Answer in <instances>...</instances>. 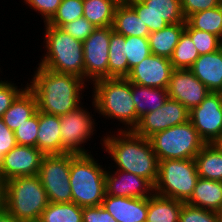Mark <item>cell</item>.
I'll use <instances>...</instances> for the list:
<instances>
[{
	"instance_id": "obj_47",
	"label": "cell",
	"mask_w": 222,
	"mask_h": 222,
	"mask_svg": "<svg viewBox=\"0 0 222 222\" xmlns=\"http://www.w3.org/2000/svg\"><path fill=\"white\" fill-rule=\"evenodd\" d=\"M0 222H23L18 220L16 217H13L6 210L0 211Z\"/></svg>"
},
{
	"instance_id": "obj_39",
	"label": "cell",
	"mask_w": 222,
	"mask_h": 222,
	"mask_svg": "<svg viewBox=\"0 0 222 222\" xmlns=\"http://www.w3.org/2000/svg\"><path fill=\"white\" fill-rule=\"evenodd\" d=\"M179 222H218L217 212L183 203Z\"/></svg>"
},
{
	"instance_id": "obj_18",
	"label": "cell",
	"mask_w": 222,
	"mask_h": 222,
	"mask_svg": "<svg viewBox=\"0 0 222 222\" xmlns=\"http://www.w3.org/2000/svg\"><path fill=\"white\" fill-rule=\"evenodd\" d=\"M101 206L118 222H146L148 198L105 195Z\"/></svg>"
},
{
	"instance_id": "obj_3",
	"label": "cell",
	"mask_w": 222,
	"mask_h": 222,
	"mask_svg": "<svg viewBox=\"0 0 222 222\" xmlns=\"http://www.w3.org/2000/svg\"><path fill=\"white\" fill-rule=\"evenodd\" d=\"M91 84L94 110L106 119H117L125 125L119 131H133L140 118L136 115L131 82L127 78H103Z\"/></svg>"
},
{
	"instance_id": "obj_15",
	"label": "cell",
	"mask_w": 222,
	"mask_h": 222,
	"mask_svg": "<svg viewBox=\"0 0 222 222\" xmlns=\"http://www.w3.org/2000/svg\"><path fill=\"white\" fill-rule=\"evenodd\" d=\"M168 95L189 111L200 105L210 93L189 69H174L168 85Z\"/></svg>"
},
{
	"instance_id": "obj_5",
	"label": "cell",
	"mask_w": 222,
	"mask_h": 222,
	"mask_svg": "<svg viewBox=\"0 0 222 222\" xmlns=\"http://www.w3.org/2000/svg\"><path fill=\"white\" fill-rule=\"evenodd\" d=\"M91 154L70 153L72 202L80 207L100 206L105 196V168Z\"/></svg>"
},
{
	"instance_id": "obj_41",
	"label": "cell",
	"mask_w": 222,
	"mask_h": 222,
	"mask_svg": "<svg viewBox=\"0 0 222 222\" xmlns=\"http://www.w3.org/2000/svg\"><path fill=\"white\" fill-rule=\"evenodd\" d=\"M25 88H18L14 83L8 80H0V118L9 109L12 102Z\"/></svg>"
},
{
	"instance_id": "obj_36",
	"label": "cell",
	"mask_w": 222,
	"mask_h": 222,
	"mask_svg": "<svg viewBox=\"0 0 222 222\" xmlns=\"http://www.w3.org/2000/svg\"><path fill=\"white\" fill-rule=\"evenodd\" d=\"M190 36L199 55L216 52L222 48V39L213 33L197 29H184Z\"/></svg>"
},
{
	"instance_id": "obj_10",
	"label": "cell",
	"mask_w": 222,
	"mask_h": 222,
	"mask_svg": "<svg viewBox=\"0 0 222 222\" xmlns=\"http://www.w3.org/2000/svg\"><path fill=\"white\" fill-rule=\"evenodd\" d=\"M83 108L84 106L81 105L76 110L60 116L63 154H89L87 152L89 150H85L83 143H87L94 135L96 123L91 112Z\"/></svg>"
},
{
	"instance_id": "obj_45",
	"label": "cell",
	"mask_w": 222,
	"mask_h": 222,
	"mask_svg": "<svg viewBox=\"0 0 222 222\" xmlns=\"http://www.w3.org/2000/svg\"><path fill=\"white\" fill-rule=\"evenodd\" d=\"M17 145L14 131L10 130L0 118V167L3 156Z\"/></svg>"
},
{
	"instance_id": "obj_19",
	"label": "cell",
	"mask_w": 222,
	"mask_h": 222,
	"mask_svg": "<svg viewBox=\"0 0 222 222\" xmlns=\"http://www.w3.org/2000/svg\"><path fill=\"white\" fill-rule=\"evenodd\" d=\"M189 70L210 92L222 93V48L200 55Z\"/></svg>"
},
{
	"instance_id": "obj_22",
	"label": "cell",
	"mask_w": 222,
	"mask_h": 222,
	"mask_svg": "<svg viewBox=\"0 0 222 222\" xmlns=\"http://www.w3.org/2000/svg\"><path fill=\"white\" fill-rule=\"evenodd\" d=\"M112 28L115 32L127 36L148 37L150 31L135 10L125 1L117 5Z\"/></svg>"
},
{
	"instance_id": "obj_2",
	"label": "cell",
	"mask_w": 222,
	"mask_h": 222,
	"mask_svg": "<svg viewBox=\"0 0 222 222\" xmlns=\"http://www.w3.org/2000/svg\"><path fill=\"white\" fill-rule=\"evenodd\" d=\"M118 133L101 138L105 152L109 153L117 169L141 176L154 186L158 178L159 160L150 140L133 131Z\"/></svg>"
},
{
	"instance_id": "obj_48",
	"label": "cell",
	"mask_w": 222,
	"mask_h": 222,
	"mask_svg": "<svg viewBox=\"0 0 222 222\" xmlns=\"http://www.w3.org/2000/svg\"><path fill=\"white\" fill-rule=\"evenodd\" d=\"M214 144L217 145L222 150V135Z\"/></svg>"
},
{
	"instance_id": "obj_6",
	"label": "cell",
	"mask_w": 222,
	"mask_h": 222,
	"mask_svg": "<svg viewBox=\"0 0 222 222\" xmlns=\"http://www.w3.org/2000/svg\"><path fill=\"white\" fill-rule=\"evenodd\" d=\"M48 204V196L38 175L15 177L7 181L5 210L18 220H39Z\"/></svg>"
},
{
	"instance_id": "obj_16",
	"label": "cell",
	"mask_w": 222,
	"mask_h": 222,
	"mask_svg": "<svg viewBox=\"0 0 222 222\" xmlns=\"http://www.w3.org/2000/svg\"><path fill=\"white\" fill-rule=\"evenodd\" d=\"M173 70L169 58L151 54L133 67L126 78L133 84L167 89Z\"/></svg>"
},
{
	"instance_id": "obj_30",
	"label": "cell",
	"mask_w": 222,
	"mask_h": 222,
	"mask_svg": "<svg viewBox=\"0 0 222 222\" xmlns=\"http://www.w3.org/2000/svg\"><path fill=\"white\" fill-rule=\"evenodd\" d=\"M185 29H197L222 39V3L212 9L193 13L186 18Z\"/></svg>"
},
{
	"instance_id": "obj_20",
	"label": "cell",
	"mask_w": 222,
	"mask_h": 222,
	"mask_svg": "<svg viewBox=\"0 0 222 222\" xmlns=\"http://www.w3.org/2000/svg\"><path fill=\"white\" fill-rule=\"evenodd\" d=\"M60 127V116L39 111L37 149L45 155L63 154Z\"/></svg>"
},
{
	"instance_id": "obj_9",
	"label": "cell",
	"mask_w": 222,
	"mask_h": 222,
	"mask_svg": "<svg viewBox=\"0 0 222 222\" xmlns=\"http://www.w3.org/2000/svg\"><path fill=\"white\" fill-rule=\"evenodd\" d=\"M49 202H72L70 186V153L52 154L43 157L39 174Z\"/></svg>"
},
{
	"instance_id": "obj_12",
	"label": "cell",
	"mask_w": 222,
	"mask_h": 222,
	"mask_svg": "<svg viewBox=\"0 0 222 222\" xmlns=\"http://www.w3.org/2000/svg\"><path fill=\"white\" fill-rule=\"evenodd\" d=\"M112 26L97 27L84 41L85 81L108 78L109 44ZM90 79V80H89Z\"/></svg>"
},
{
	"instance_id": "obj_23",
	"label": "cell",
	"mask_w": 222,
	"mask_h": 222,
	"mask_svg": "<svg viewBox=\"0 0 222 222\" xmlns=\"http://www.w3.org/2000/svg\"><path fill=\"white\" fill-rule=\"evenodd\" d=\"M188 205L219 212L222 210V182L198 179Z\"/></svg>"
},
{
	"instance_id": "obj_11",
	"label": "cell",
	"mask_w": 222,
	"mask_h": 222,
	"mask_svg": "<svg viewBox=\"0 0 222 222\" xmlns=\"http://www.w3.org/2000/svg\"><path fill=\"white\" fill-rule=\"evenodd\" d=\"M137 13L151 32L168 24L183 23L186 18L181 0H125Z\"/></svg>"
},
{
	"instance_id": "obj_1",
	"label": "cell",
	"mask_w": 222,
	"mask_h": 222,
	"mask_svg": "<svg viewBox=\"0 0 222 222\" xmlns=\"http://www.w3.org/2000/svg\"><path fill=\"white\" fill-rule=\"evenodd\" d=\"M34 73L27 86L35 94L38 111L62 116L83 105L81 92L87 86L84 79L41 66H38Z\"/></svg>"
},
{
	"instance_id": "obj_24",
	"label": "cell",
	"mask_w": 222,
	"mask_h": 222,
	"mask_svg": "<svg viewBox=\"0 0 222 222\" xmlns=\"http://www.w3.org/2000/svg\"><path fill=\"white\" fill-rule=\"evenodd\" d=\"M185 26L186 21L183 23L168 24L158 31L151 32L148 35L151 53L170 59Z\"/></svg>"
},
{
	"instance_id": "obj_21",
	"label": "cell",
	"mask_w": 222,
	"mask_h": 222,
	"mask_svg": "<svg viewBox=\"0 0 222 222\" xmlns=\"http://www.w3.org/2000/svg\"><path fill=\"white\" fill-rule=\"evenodd\" d=\"M37 111L35 94L26 84L25 89L16 97L1 119L10 130L15 131Z\"/></svg>"
},
{
	"instance_id": "obj_28",
	"label": "cell",
	"mask_w": 222,
	"mask_h": 222,
	"mask_svg": "<svg viewBox=\"0 0 222 222\" xmlns=\"http://www.w3.org/2000/svg\"><path fill=\"white\" fill-rule=\"evenodd\" d=\"M121 0H83V17L96 27L113 25L114 13Z\"/></svg>"
},
{
	"instance_id": "obj_4",
	"label": "cell",
	"mask_w": 222,
	"mask_h": 222,
	"mask_svg": "<svg viewBox=\"0 0 222 222\" xmlns=\"http://www.w3.org/2000/svg\"><path fill=\"white\" fill-rule=\"evenodd\" d=\"M46 54L39 66L57 73L73 74L85 80L83 42L73 38L62 28L44 23Z\"/></svg>"
},
{
	"instance_id": "obj_25",
	"label": "cell",
	"mask_w": 222,
	"mask_h": 222,
	"mask_svg": "<svg viewBox=\"0 0 222 222\" xmlns=\"http://www.w3.org/2000/svg\"><path fill=\"white\" fill-rule=\"evenodd\" d=\"M200 178L222 182V150L213 144H205L194 158Z\"/></svg>"
},
{
	"instance_id": "obj_34",
	"label": "cell",
	"mask_w": 222,
	"mask_h": 222,
	"mask_svg": "<svg viewBox=\"0 0 222 222\" xmlns=\"http://www.w3.org/2000/svg\"><path fill=\"white\" fill-rule=\"evenodd\" d=\"M163 130H165L164 105L153 112L144 114L133 132L138 136L149 138Z\"/></svg>"
},
{
	"instance_id": "obj_31",
	"label": "cell",
	"mask_w": 222,
	"mask_h": 222,
	"mask_svg": "<svg viewBox=\"0 0 222 222\" xmlns=\"http://www.w3.org/2000/svg\"><path fill=\"white\" fill-rule=\"evenodd\" d=\"M40 222H83L82 207L73 202H49L41 214Z\"/></svg>"
},
{
	"instance_id": "obj_42",
	"label": "cell",
	"mask_w": 222,
	"mask_h": 222,
	"mask_svg": "<svg viewBox=\"0 0 222 222\" xmlns=\"http://www.w3.org/2000/svg\"><path fill=\"white\" fill-rule=\"evenodd\" d=\"M62 0H24L28 6L44 18V23H47L56 13Z\"/></svg>"
},
{
	"instance_id": "obj_44",
	"label": "cell",
	"mask_w": 222,
	"mask_h": 222,
	"mask_svg": "<svg viewBox=\"0 0 222 222\" xmlns=\"http://www.w3.org/2000/svg\"><path fill=\"white\" fill-rule=\"evenodd\" d=\"M82 220L83 222H118L101 205L82 207Z\"/></svg>"
},
{
	"instance_id": "obj_35",
	"label": "cell",
	"mask_w": 222,
	"mask_h": 222,
	"mask_svg": "<svg viewBox=\"0 0 222 222\" xmlns=\"http://www.w3.org/2000/svg\"><path fill=\"white\" fill-rule=\"evenodd\" d=\"M126 54L128 62V75L130 70L151 55L148 37L127 36Z\"/></svg>"
},
{
	"instance_id": "obj_38",
	"label": "cell",
	"mask_w": 222,
	"mask_h": 222,
	"mask_svg": "<svg viewBox=\"0 0 222 222\" xmlns=\"http://www.w3.org/2000/svg\"><path fill=\"white\" fill-rule=\"evenodd\" d=\"M165 130L186 123L189 120V110L180 102L168 98L164 103Z\"/></svg>"
},
{
	"instance_id": "obj_49",
	"label": "cell",
	"mask_w": 222,
	"mask_h": 222,
	"mask_svg": "<svg viewBox=\"0 0 222 222\" xmlns=\"http://www.w3.org/2000/svg\"><path fill=\"white\" fill-rule=\"evenodd\" d=\"M217 221L222 222V210L217 212Z\"/></svg>"
},
{
	"instance_id": "obj_37",
	"label": "cell",
	"mask_w": 222,
	"mask_h": 222,
	"mask_svg": "<svg viewBox=\"0 0 222 222\" xmlns=\"http://www.w3.org/2000/svg\"><path fill=\"white\" fill-rule=\"evenodd\" d=\"M39 130V111L25 121L14 131L18 145L32 146L37 148V134Z\"/></svg>"
},
{
	"instance_id": "obj_46",
	"label": "cell",
	"mask_w": 222,
	"mask_h": 222,
	"mask_svg": "<svg viewBox=\"0 0 222 222\" xmlns=\"http://www.w3.org/2000/svg\"><path fill=\"white\" fill-rule=\"evenodd\" d=\"M7 180L0 173V211L6 208Z\"/></svg>"
},
{
	"instance_id": "obj_40",
	"label": "cell",
	"mask_w": 222,
	"mask_h": 222,
	"mask_svg": "<svg viewBox=\"0 0 222 222\" xmlns=\"http://www.w3.org/2000/svg\"><path fill=\"white\" fill-rule=\"evenodd\" d=\"M61 28L73 38L83 42L97 27L85 17H81L64 24Z\"/></svg>"
},
{
	"instance_id": "obj_17",
	"label": "cell",
	"mask_w": 222,
	"mask_h": 222,
	"mask_svg": "<svg viewBox=\"0 0 222 222\" xmlns=\"http://www.w3.org/2000/svg\"><path fill=\"white\" fill-rule=\"evenodd\" d=\"M153 193L154 186L141 176L119 169L106 171L105 195L149 198Z\"/></svg>"
},
{
	"instance_id": "obj_29",
	"label": "cell",
	"mask_w": 222,
	"mask_h": 222,
	"mask_svg": "<svg viewBox=\"0 0 222 222\" xmlns=\"http://www.w3.org/2000/svg\"><path fill=\"white\" fill-rule=\"evenodd\" d=\"M128 76V62L126 54L125 36L115 32L109 44L108 78H126Z\"/></svg>"
},
{
	"instance_id": "obj_26",
	"label": "cell",
	"mask_w": 222,
	"mask_h": 222,
	"mask_svg": "<svg viewBox=\"0 0 222 222\" xmlns=\"http://www.w3.org/2000/svg\"><path fill=\"white\" fill-rule=\"evenodd\" d=\"M131 93L136 107V115L139 118L146 113L159 109L169 98L167 89L146 87L133 83H131Z\"/></svg>"
},
{
	"instance_id": "obj_43",
	"label": "cell",
	"mask_w": 222,
	"mask_h": 222,
	"mask_svg": "<svg viewBox=\"0 0 222 222\" xmlns=\"http://www.w3.org/2000/svg\"><path fill=\"white\" fill-rule=\"evenodd\" d=\"M221 3L222 0H181L182 11L185 18L193 13L217 7Z\"/></svg>"
},
{
	"instance_id": "obj_8",
	"label": "cell",
	"mask_w": 222,
	"mask_h": 222,
	"mask_svg": "<svg viewBox=\"0 0 222 222\" xmlns=\"http://www.w3.org/2000/svg\"><path fill=\"white\" fill-rule=\"evenodd\" d=\"M148 139L159 161L194 159L206 144L189 120L157 132Z\"/></svg>"
},
{
	"instance_id": "obj_14",
	"label": "cell",
	"mask_w": 222,
	"mask_h": 222,
	"mask_svg": "<svg viewBox=\"0 0 222 222\" xmlns=\"http://www.w3.org/2000/svg\"><path fill=\"white\" fill-rule=\"evenodd\" d=\"M44 156L36 147L17 144L3 156L0 173L7 181L15 177L38 175Z\"/></svg>"
},
{
	"instance_id": "obj_7",
	"label": "cell",
	"mask_w": 222,
	"mask_h": 222,
	"mask_svg": "<svg viewBox=\"0 0 222 222\" xmlns=\"http://www.w3.org/2000/svg\"><path fill=\"white\" fill-rule=\"evenodd\" d=\"M199 179L194 159L159 161L154 193L186 203Z\"/></svg>"
},
{
	"instance_id": "obj_32",
	"label": "cell",
	"mask_w": 222,
	"mask_h": 222,
	"mask_svg": "<svg viewBox=\"0 0 222 222\" xmlns=\"http://www.w3.org/2000/svg\"><path fill=\"white\" fill-rule=\"evenodd\" d=\"M199 53L192 42L190 36L183 31L180 35L170 62L174 69H190L193 63L198 59Z\"/></svg>"
},
{
	"instance_id": "obj_33",
	"label": "cell",
	"mask_w": 222,
	"mask_h": 222,
	"mask_svg": "<svg viewBox=\"0 0 222 222\" xmlns=\"http://www.w3.org/2000/svg\"><path fill=\"white\" fill-rule=\"evenodd\" d=\"M81 17H83V0H62L47 24L61 28L64 24Z\"/></svg>"
},
{
	"instance_id": "obj_13",
	"label": "cell",
	"mask_w": 222,
	"mask_h": 222,
	"mask_svg": "<svg viewBox=\"0 0 222 222\" xmlns=\"http://www.w3.org/2000/svg\"><path fill=\"white\" fill-rule=\"evenodd\" d=\"M189 121L206 144L215 143L222 135V93L210 92L189 111Z\"/></svg>"
},
{
	"instance_id": "obj_27",
	"label": "cell",
	"mask_w": 222,
	"mask_h": 222,
	"mask_svg": "<svg viewBox=\"0 0 222 222\" xmlns=\"http://www.w3.org/2000/svg\"><path fill=\"white\" fill-rule=\"evenodd\" d=\"M184 202L153 193L148 198L146 222H179Z\"/></svg>"
}]
</instances>
